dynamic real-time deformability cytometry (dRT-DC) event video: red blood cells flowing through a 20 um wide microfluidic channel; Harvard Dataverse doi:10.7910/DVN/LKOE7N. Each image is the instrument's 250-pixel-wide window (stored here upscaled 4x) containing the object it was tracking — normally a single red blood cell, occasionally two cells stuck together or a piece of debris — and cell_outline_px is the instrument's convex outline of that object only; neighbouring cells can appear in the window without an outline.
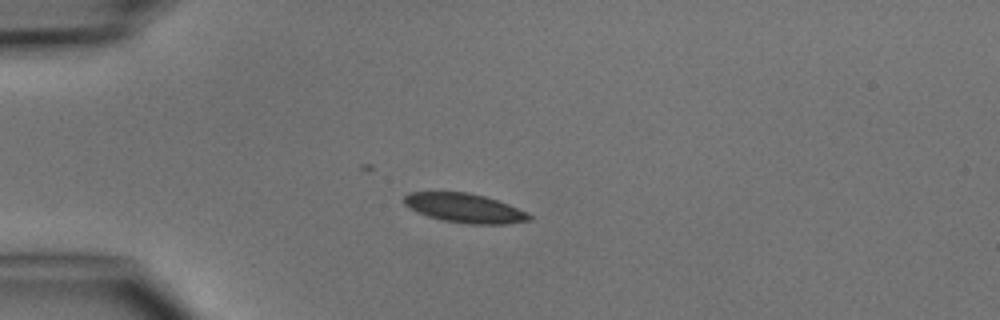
{"species": "common noctule bat (a hibernating species)", "species_latin": "Nyctalus noctula", "temperature_condition": "cold", "stored_images_in_passage": 6, "camera_frame_rate_fps": 3000, "um_per_image_px": 0.085, "animal": {"sex": "male", "body_mass_g": 15.6}, "frame": {"image": 1, "passage_image": 2, "time_ms": 2.0, "image_size_px": [1000, 320], "cell_outline_px": [[532, 220], [504, 224], [468, 224], [444, 220], [428, 216], [416, 212], [404, 204], [404, 196], [408, 192], [468, 192], [484, 196], [508, 204], [528, 212], [532, 216]], "centroid_in_image_um": [39.5, 17.69], "position_along_channel_um": 45.5, "area_um2": 21.27}}
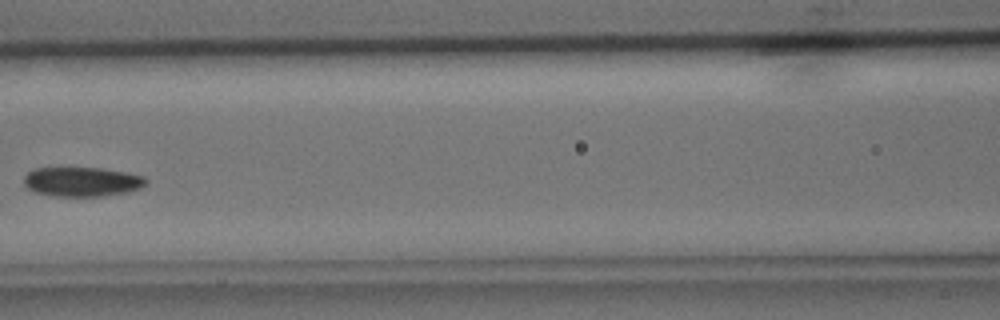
{"frame": {"image": 2, "passage_image": 5, "time_ms": 5.333, "image_size_px": [1000, 320], "cell_outline_px": [[148, 180], [140, 188], [128, 192], [104, 196], [48, 196], [36, 192], [28, 188], [24, 184], [24, 176], [32, 168], [100, 168], [124, 172], [144, 176]], "centroid_in_image_um": [6.95, 15.45], "position_along_channel_um": 159.7, "area_um2": 20.98}}